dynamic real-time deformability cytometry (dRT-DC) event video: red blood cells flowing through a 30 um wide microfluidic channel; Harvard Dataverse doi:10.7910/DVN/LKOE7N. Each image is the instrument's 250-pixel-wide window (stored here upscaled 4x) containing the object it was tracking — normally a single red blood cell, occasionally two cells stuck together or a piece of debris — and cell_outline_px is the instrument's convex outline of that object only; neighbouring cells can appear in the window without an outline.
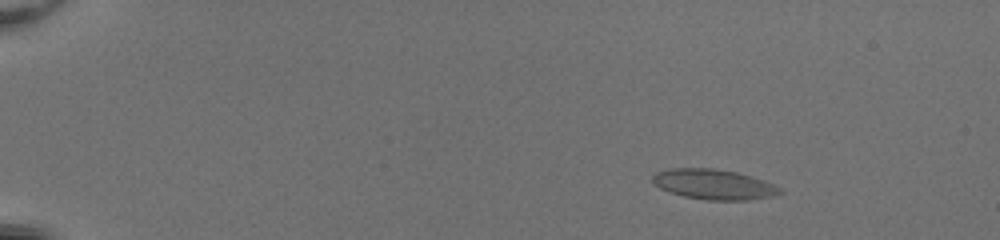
{"species": "common noctule bat (a hibernating species)", "species_latin": "Nyctalus noctula", "temperature_condition": "room temperature", "stored_images_in_passage": 53, "camera_frame_rate_fps": 3000, "um_per_image_px": 0.085, "animal": {"sex": "female", "body_mass_g": 20.0, "forearm_length_mm": 54.0}, "frame": {"image": 1, "passage_image": 9, "time_ms": 2.667, "image_size_px": [1000, 240], "cell_outline_px": [[784, 192], [776, 196], [748, 200], [708, 200], [684, 196], [660, 188], [652, 184], [652, 176], [656, 172], [672, 168], [716, 168], [736, 172], [752, 176], [764, 180], [780, 188]], "centroid_in_image_um": [60.69, 15.67], "position_along_channel_um": 24.3, "area_um2": 22.48}}
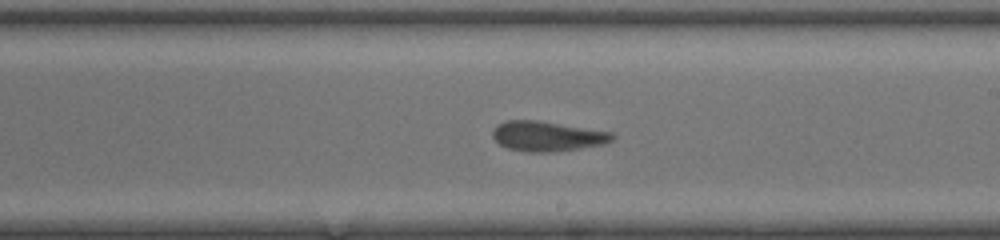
{"frame": {"image": 2, "passage_image": 34, "time_ms": 11.0, "image_size_px": [1000, 240], "cell_outline_px": [[616, 136], [612, 140], [604, 144], [580, 148], [548, 152], [528, 152], [508, 148], [500, 144], [492, 136], [492, 128], [496, 124], [504, 120], [540, 120], [612, 132]], "centroid_in_image_um": [46.49, 11.56], "position_along_channel_um": 242.5, "area_um2": 21.04}}
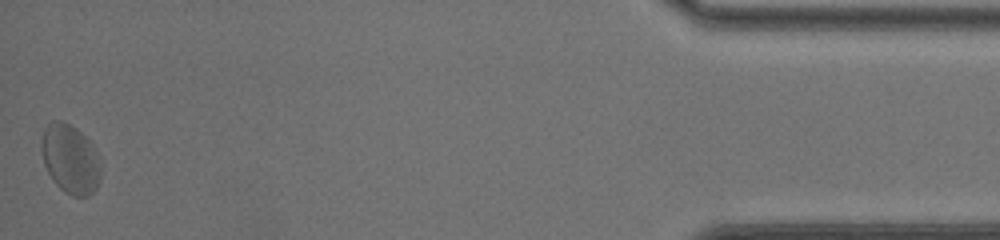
{"frame": {"image": 3, "passage_image": 53, "time_ms": 17.333, "image_size_px": [1000, 240], "cell_outline_px": [[100, 180], [96, 188], [88, 196], [72, 196], [64, 192], [52, 180], [44, 164], [40, 148], [40, 144], [44, 128], [52, 120], [60, 120], [76, 128], [88, 140], [92, 148], [100, 168]], "centroid_in_image_um": [5.92, 13.53], "position_along_channel_um": 429.3, "area_um2": 23.58}, "authors_computed_cell_mechanics": {"area_um2": 21.2704, "velocity_mm_per_s": 4.1305, "shape_relaxation_time_tau1_ms": 5.2179, "shape_relaxation_time_tau2_ms": 1.8375, "deformation_change_tau1": 0.1114, "deformation_change_tau2": 0.0827}}